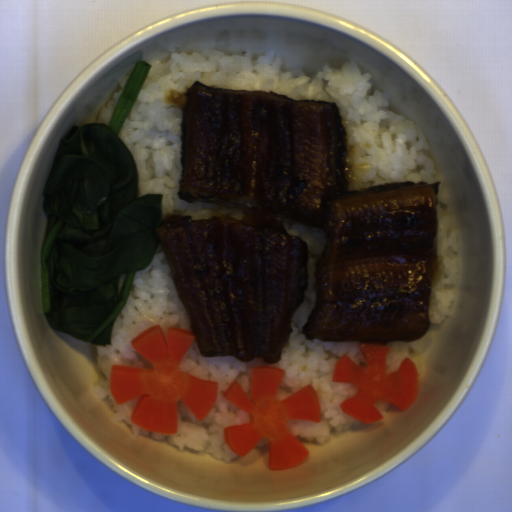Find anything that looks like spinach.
<instances>
[{"label": "spinach", "instance_id": "cb11ae35", "mask_svg": "<svg viewBox=\"0 0 512 512\" xmlns=\"http://www.w3.org/2000/svg\"><path fill=\"white\" fill-rule=\"evenodd\" d=\"M150 69L146 60L135 62L108 124L68 131L43 187L44 317L54 331L93 346H110L134 275L161 244L164 194L138 197V167L118 136Z\"/></svg>", "mask_w": 512, "mask_h": 512}]
</instances>
